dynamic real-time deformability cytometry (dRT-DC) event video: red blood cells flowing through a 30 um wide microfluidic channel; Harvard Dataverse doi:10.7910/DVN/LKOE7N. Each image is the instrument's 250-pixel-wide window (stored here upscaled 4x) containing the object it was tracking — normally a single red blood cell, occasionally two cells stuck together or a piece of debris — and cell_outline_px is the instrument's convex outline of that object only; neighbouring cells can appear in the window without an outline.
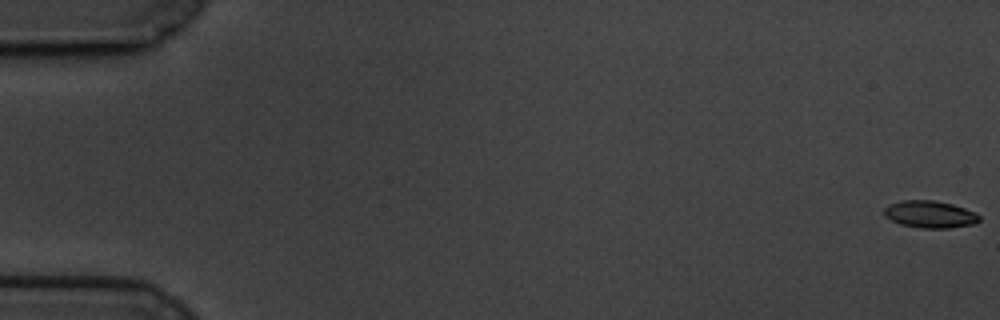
{"species": "common noctule bat (a hibernating species)", "species_latin": "Nyctalus noctula", "temperature_condition": "cold", "stored_images_in_passage": 61, "camera_frame_rate_fps": 3000, "um_per_image_px": 0.085, "animal": {"sex": "male", "body_mass_g": 19.5, "forearm_length_mm": 54.6}, "frame": {"image": 1, "passage_image": 1, "time_ms": 0.0, "image_size_px": [1000, 320], "cell_outline_px": [[980, 220], [976, 224], [948, 228], [920, 228], [900, 224], [884, 216], [884, 208], [888, 204], [900, 200], [932, 200], [952, 204], [976, 212], [980, 216]], "centroid_in_image_um": [79.05, 18.21], "position_along_channel_um": 6.0, "area_um2": 15.2}}
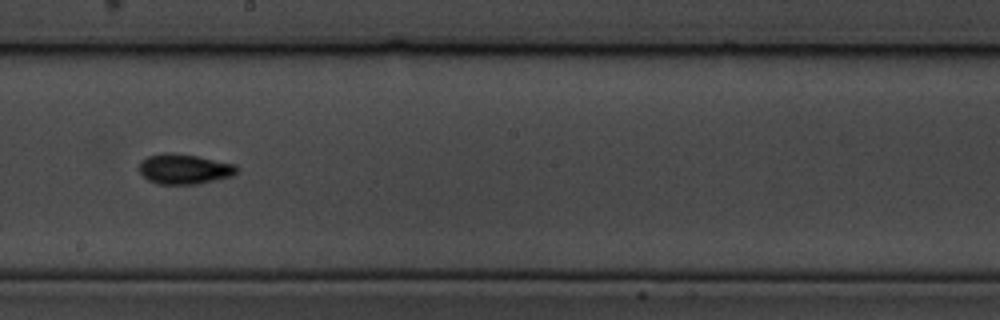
{"frame": {"image": 2, "passage_image": 35, "time_ms": 11.333, "image_size_px": [1000, 320], "cell_outline_px": [[236, 172], [232, 176], [200, 184], [156, 184], [148, 180], [140, 172], [140, 160], [148, 156], [168, 152], [196, 156], [236, 164]], "centroid_in_image_um": [15.65, 14.37], "position_along_channel_um": 232.5, "area_um2": 17.05}}
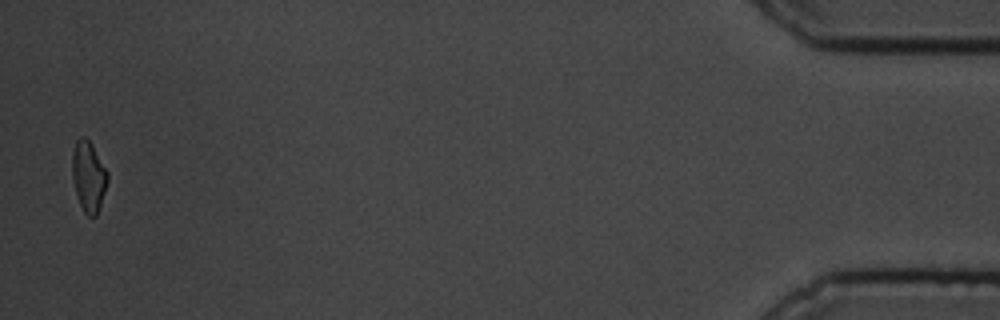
{"frame": {"image": 3, "passage_image": 60, "time_ms": 19.667, "image_size_px": [1000, 320], "cell_outline_px": [[108, 180], [96, 216], [88, 216], [84, 212], [76, 196], [72, 180], [72, 152], [76, 140], [80, 136], [84, 136], [92, 144], [108, 172]], "centroid_in_image_um": [7.5, 14.97], "position_along_channel_um": 427.7, "area_um2": 14.57}, "authors_computed_cell_mechanics": {"area_um2": 15.5482, "velocity_mm_per_s": 3.373, "shape_relaxation_time_tau1_ms": 3.9915, "shape_relaxation_time_tau2_ms": 4.153, "deformation_change_tau1": 0.1365, "deformation_change_tau2": 0.0838}}